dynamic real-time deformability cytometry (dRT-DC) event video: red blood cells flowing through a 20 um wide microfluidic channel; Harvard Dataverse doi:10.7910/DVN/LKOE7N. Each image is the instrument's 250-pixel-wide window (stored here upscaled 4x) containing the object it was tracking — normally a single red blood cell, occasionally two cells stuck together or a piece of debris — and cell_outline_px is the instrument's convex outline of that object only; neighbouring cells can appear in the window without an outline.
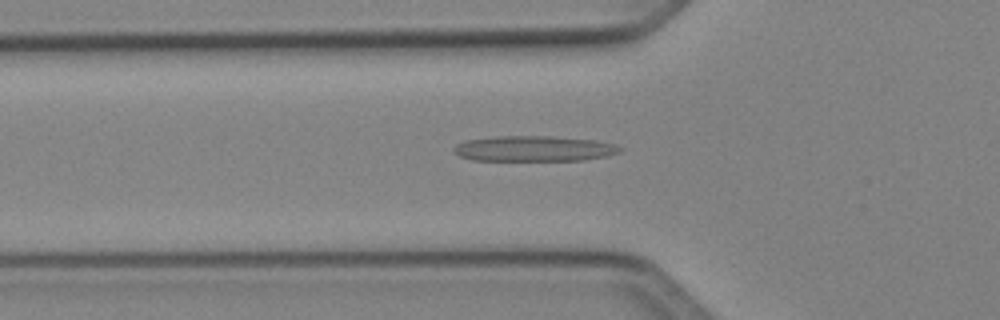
{"species": "Egyptian fruit bat (a non-hibernating species)", "species_latin": "Rousettus aegyptiacus", "temperature_condition": "cold", "stored_images_in_passage": 46, "camera_frame_rate_fps": 3000, "um_per_image_px": 0.085, "animal": {"sex": "female"}, "frame": {"image": 1, "passage_image": 13, "time_ms": 4.0, "image_size_px": [1000, 320], "cell_outline_px": [[624, 148], [620, 152], [608, 156], [584, 160], [472, 160], [460, 156], [452, 148], [456, 144], [464, 140], [496, 136], [552, 136], [596, 140], [616, 144]], "centroid_in_image_um": [45.43, 12.62], "position_along_channel_um": 80.4, "area_um2": 24.85}}
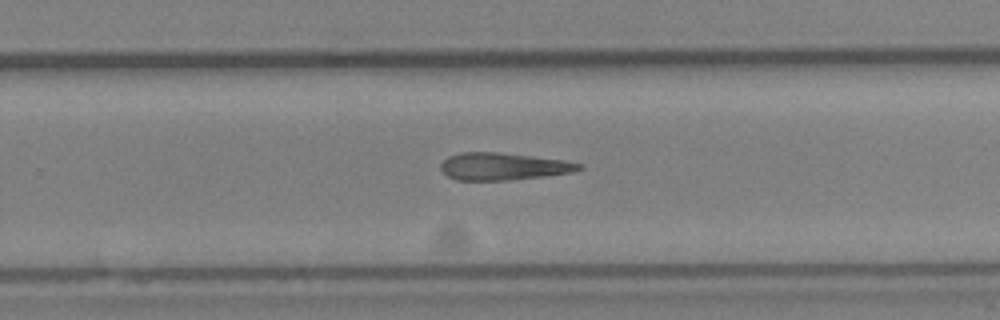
{"frame": {"image": 2, "passage_image": 28, "time_ms": 9.0, "image_size_px": [1000, 320], "cell_outline_px": [[584, 168], [572, 172], [508, 180], [456, 180], [448, 176], [440, 168], [440, 164], [448, 156], [460, 152], [496, 152], [532, 156], [564, 160], [584, 164]], "centroid_in_image_um": [42.76, 14.14], "position_along_channel_um": 287.0, "area_um2": 21.85}}
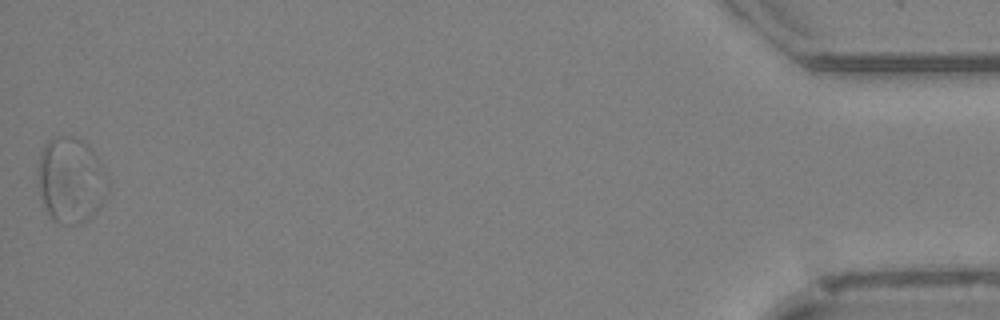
{"frame": {"image": 3, "passage_image": 45, "time_ms": 14.667, "image_size_px": [1000, 320], "cell_outline_px": [[108, 192], [96, 212], [88, 220], [80, 224], [60, 224], [52, 220], [44, 208], [40, 192], [36, 172], [40, 152], [44, 144], [48, 140], [60, 136], [72, 136], [84, 140], [92, 148], [100, 160], [108, 176]], "centroid_in_image_um": [6.02, 15.31], "position_along_channel_um": 429.2, "area_um2": 35.72}}